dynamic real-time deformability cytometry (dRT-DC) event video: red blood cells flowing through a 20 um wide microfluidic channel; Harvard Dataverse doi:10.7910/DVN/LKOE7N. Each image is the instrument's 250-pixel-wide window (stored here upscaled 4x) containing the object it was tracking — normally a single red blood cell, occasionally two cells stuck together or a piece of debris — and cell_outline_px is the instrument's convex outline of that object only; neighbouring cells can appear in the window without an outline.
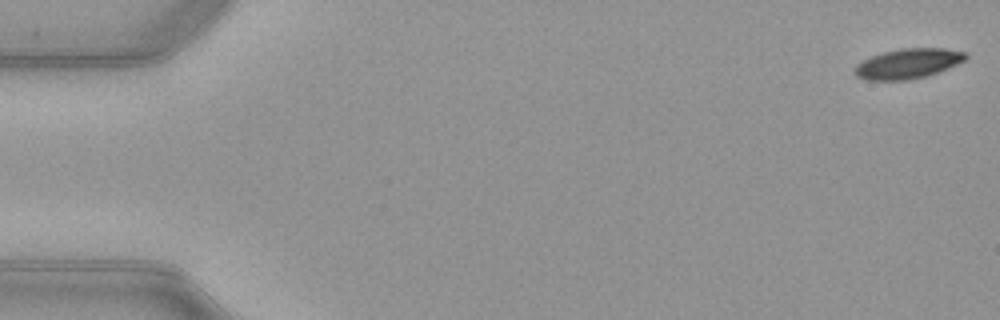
{"species": "common noctule bat (a hibernating species)", "species_latin": "Nyctalus noctula", "temperature_condition": "warm", "stored_images_in_passage": 53, "segment_of_instrument_passage": [1, 2], "camera_frame_rate_fps": 3000, "um_per_image_px": 0.085, "animal": {"sex": "female", "body_mass_g": 21.9}, "frame": {"image": 1, "passage_image": 1, "time_ms": 0.0, "image_size_px": [1000, 320], "cell_outline_px": [[968, 56], [964, 60], [948, 68], [928, 76], [908, 80], [864, 80], [856, 76], [852, 72], [856, 64], [872, 56], [884, 52], [900, 48], [944, 48], [964, 52]], "centroid_in_image_um": [77.14, 5.41], "position_along_channel_um": 7.9, "area_um2": 19.42}}
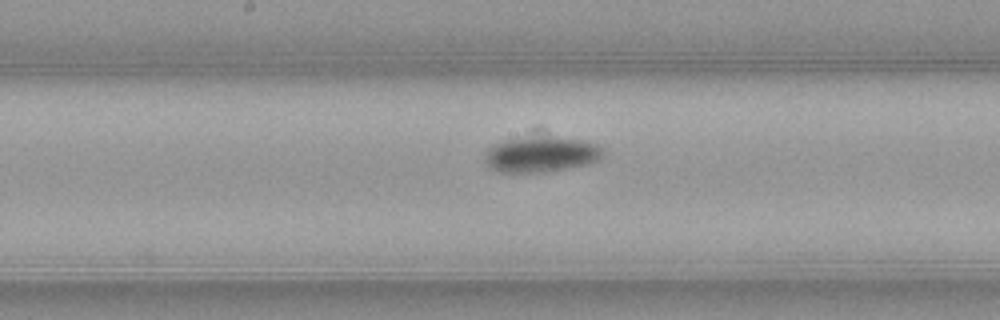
{"frame": {"image": 2, "passage_image": 27, "time_ms": 8.667, "image_size_px": [1000, 320], "cell_outline_px": [[604, 156], [600, 160], [588, 164], [544, 172], [500, 172], [492, 168], [488, 164], [484, 156], [496, 144], [504, 140], [556, 136], [580, 140], [596, 144], [604, 148]], "centroid_in_image_um": [46.09, 13.13], "position_along_channel_um": 202.1, "area_um2": 24.1}}
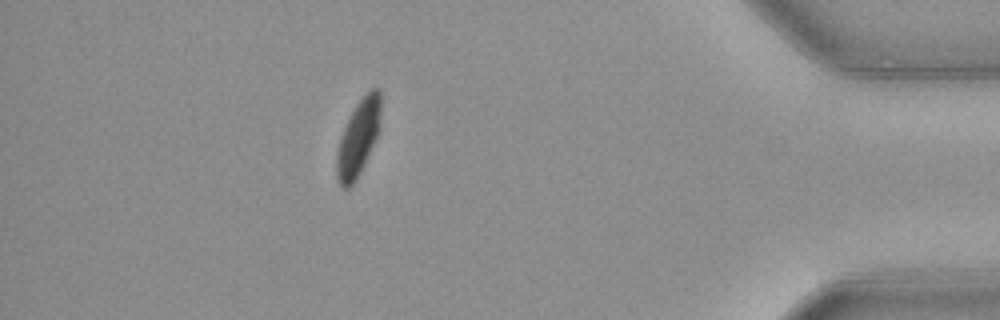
{"frame": {"image": 3, "passage_image": 46, "time_ms": 15.0, "image_size_px": [1000, 320], "cell_outline_px": [[380, 132], [356, 180], [348, 188], [340, 188], [336, 176], [336, 152], [344, 128], [356, 104], [372, 88], [380, 88]], "centroid_in_image_um": [30.46, 11.76], "position_along_channel_um": 404.7, "area_um2": 19.48}}